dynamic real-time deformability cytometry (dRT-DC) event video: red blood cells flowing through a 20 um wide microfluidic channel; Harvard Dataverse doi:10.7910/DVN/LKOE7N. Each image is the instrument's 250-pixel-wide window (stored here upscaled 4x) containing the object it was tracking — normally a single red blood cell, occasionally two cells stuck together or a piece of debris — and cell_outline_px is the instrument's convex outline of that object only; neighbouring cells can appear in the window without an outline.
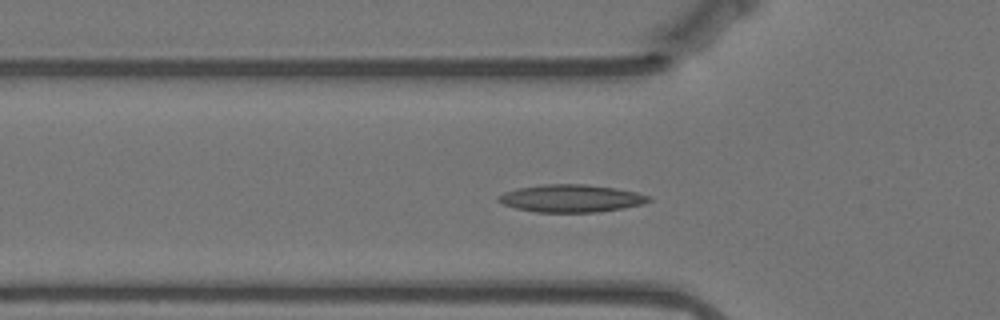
{"species": "Egyptian fruit bat (a non-hibernating species)", "species_latin": "Rousettus aegyptiacus", "temperature_condition": "warm", "stored_images_in_passage": 47, "camera_frame_rate_fps": 3000, "um_per_image_px": 0.085, "animal": {"sex": "female"}, "frame": {"image": 1, "passage_image": 7, "time_ms": 2.0, "image_size_px": [1000, 320], "cell_outline_px": [[652, 200], [644, 204], [624, 208], [596, 212], [536, 212], [516, 208], [504, 204], [496, 200], [496, 196], [504, 192], [516, 188], [540, 184], [584, 184], [616, 188], [636, 192], [652, 196]], "centroid_in_image_um": [48.55, 16.85], "position_along_channel_um": 77.3, "area_um2": 24.39}}
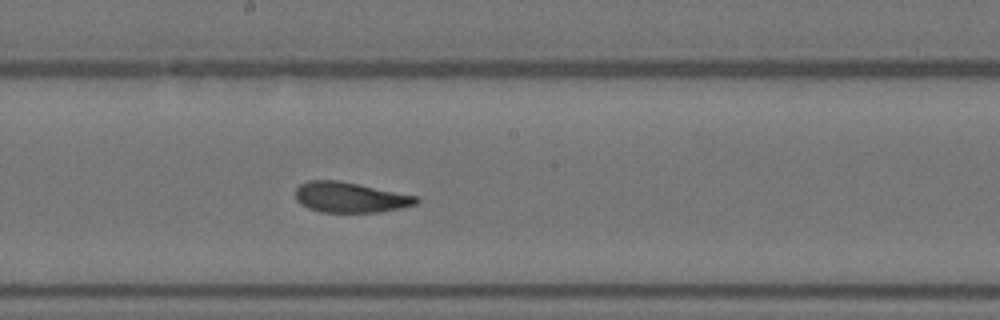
{"frame": {"image": 2, "passage_image": 19, "time_ms": 6.0, "image_size_px": [1000, 320], "cell_outline_px": [[420, 200], [416, 204], [400, 208], [376, 212], [320, 212], [308, 208], [300, 204], [296, 200], [296, 188], [300, 184], [308, 180], [340, 180], [416, 196]], "centroid_in_image_um": [29.72, 16.77], "position_along_channel_um": 218.5, "area_um2": 21.33}}
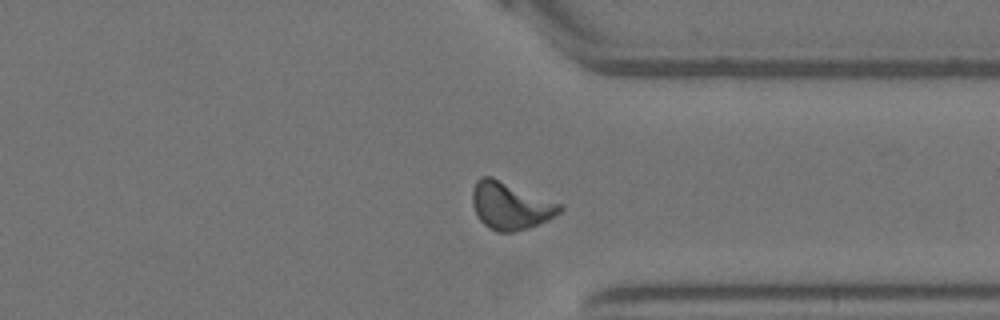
{"frame": {"image": 3, "passage_image": 32, "time_ms": 10.333, "image_size_px": [1000, 320], "cell_outline_px": [[564, 208], [560, 212], [528, 228], [512, 232], [496, 232], [488, 228], [480, 220], [472, 204], [472, 188], [476, 180], [480, 176], [492, 176], [560, 204]], "centroid_in_image_um": [43.31, 17.47], "position_along_channel_um": 368.1, "area_um2": 23.81}, "authors_computed_cell_mechanics": {"area_um2": 21.8484, "velocity_mm_per_s": 3.5051, "shape_relaxation_time_tau1_ms": 8.4936, "shape_relaxation_time_tau2_ms": 2.4092, "deformation_change_tau1": 0.201, "deformation_change_tau2": 0.094}}